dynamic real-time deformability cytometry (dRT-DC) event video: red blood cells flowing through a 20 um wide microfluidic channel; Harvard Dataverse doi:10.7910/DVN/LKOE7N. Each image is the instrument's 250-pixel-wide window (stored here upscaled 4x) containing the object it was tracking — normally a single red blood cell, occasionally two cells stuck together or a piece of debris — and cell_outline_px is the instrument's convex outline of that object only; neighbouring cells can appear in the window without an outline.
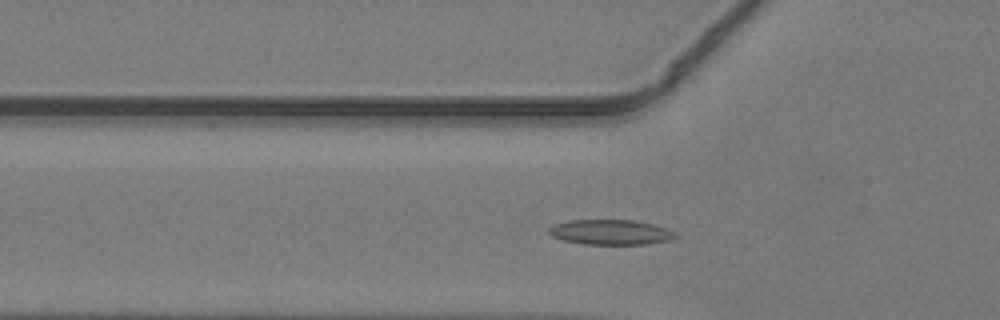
{"species": "common noctule bat (a hibernating species)", "species_latin": "Nyctalus noctula", "temperature_condition": "warm", "stored_images_in_passage": 20, "camera_frame_rate_fps": 3000, "um_per_image_px": 0.085, "animal": {"sex": "male", "body_mass_g": 19.2, "forearm_length_mm": 51.8}, "frame": {"image": 1, "passage_image": 9, "time_ms": 2.667, "image_size_px": [1000, 320], "cell_outline_px": [[680, 236], [672, 240], [648, 244], [584, 244], [564, 240], [552, 236], [548, 232], [548, 228], [556, 224], [568, 220], [632, 220], [652, 224], [676, 232]], "centroid_in_image_um": [51.94, 19.74], "position_along_channel_um": 73.9, "area_um2": 18.5}}
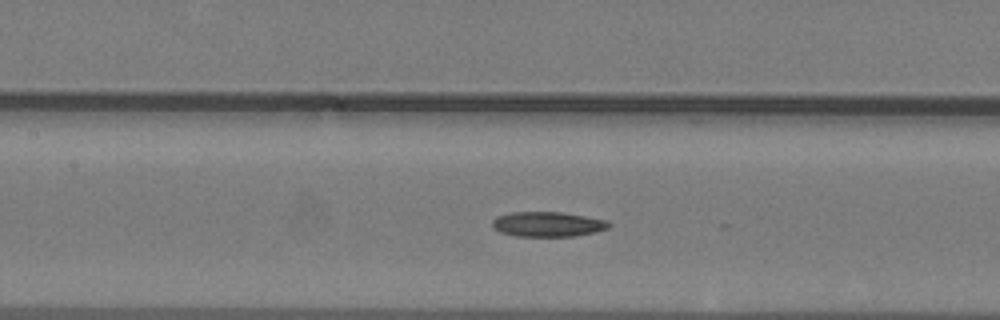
{"frame": {"image": 2, "passage_image": 15, "time_ms": 4.667, "image_size_px": [1000, 320], "cell_outline_px": [[612, 224], [608, 228], [596, 232], [576, 236], [516, 236], [500, 232], [492, 224], [492, 220], [496, 216], [512, 212], [560, 212], [608, 220]], "centroid_in_image_um": [46.58, 19.06], "position_along_channel_um": 160.8, "area_um2": 16.94}}
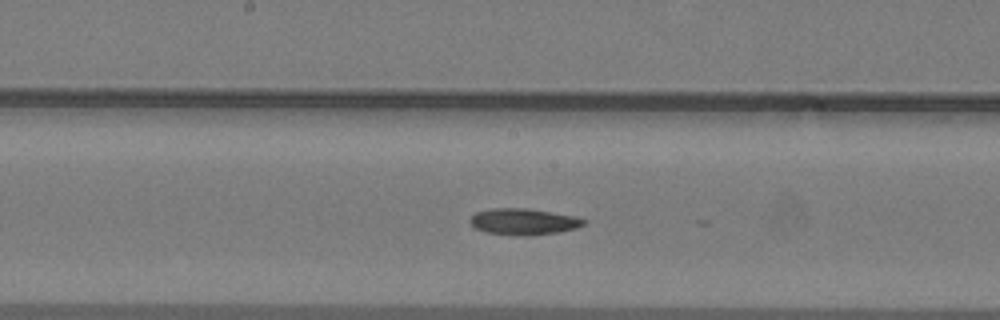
{"frame": {"image": 3, "passage_image": 18, "time_ms": 5.667, "image_size_px": [1000, 320], "cell_outline_px": [[584, 224], [576, 228], [556, 232], [528, 236], [520, 236], [488, 232], [476, 228], [468, 220], [476, 212], [492, 208], [528, 208], [552, 212], [572, 216], [584, 220]], "centroid_in_image_um": [44.46, 18.83], "position_along_channel_um": 203.7, "area_um2": 17.17}}